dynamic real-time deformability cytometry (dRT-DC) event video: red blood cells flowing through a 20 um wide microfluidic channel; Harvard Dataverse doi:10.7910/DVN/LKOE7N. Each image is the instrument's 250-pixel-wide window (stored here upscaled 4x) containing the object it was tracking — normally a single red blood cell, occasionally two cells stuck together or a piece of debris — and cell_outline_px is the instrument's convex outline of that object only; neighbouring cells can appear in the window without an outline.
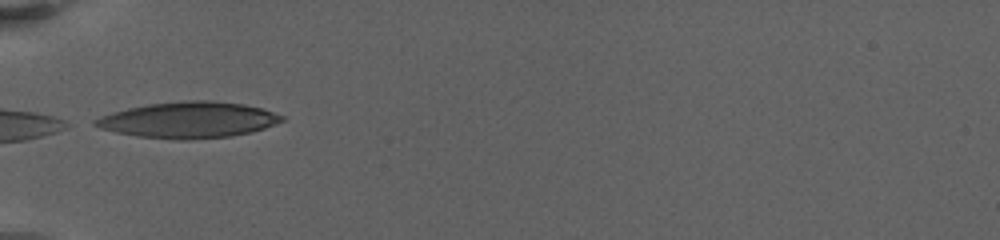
{"species": "human", "species_latin": "Homo sapiens", "temperature_condition": "warm", "stored_images_in_passage": 3, "camera_frame_rate_fps": 3000, "um_per_image_px": 0.085, "donor": {"sex": "female"}, "frame": {"image": 1, "passage_image": 1, "time_ms": 0.0, "image_size_px": [1000, 240], "cell_outline_px": [[284, 120], [264, 128], [252, 132], [232, 136], [188, 140], [176, 140], [136, 136], [116, 132], [100, 128], [92, 124], [92, 120], [100, 116], [112, 112], [128, 108], [148, 104], [184, 100], [212, 100], [244, 104], [264, 108], [284, 116]], "centroid_in_image_um": [16.02, 10.19], "position_along_channel_um": 69.0, "area_um2": 39.54}}